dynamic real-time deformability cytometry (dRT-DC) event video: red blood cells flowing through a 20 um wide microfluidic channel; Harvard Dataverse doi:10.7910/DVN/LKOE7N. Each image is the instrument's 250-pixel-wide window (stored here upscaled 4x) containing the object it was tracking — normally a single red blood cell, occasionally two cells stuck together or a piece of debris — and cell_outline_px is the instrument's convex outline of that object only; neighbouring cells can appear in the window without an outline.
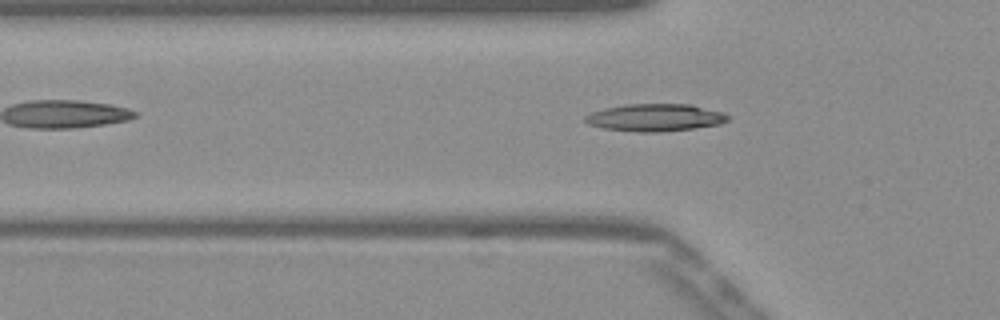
{"species": "Egyptian fruit bat (a non-hibernating species)", "species_latin": "Rousettus aegyptiacus", "temperature_condition": "warm", "stored_images_in_passage": 49, "camera_frame_rate_fps": 3000, "um_per_image_px": 0.085, "frame": {"image": 1, "passage_image": 16, "time_ms": 5.0, "image_size_px": [1000, 320], "cell_outline_px": [[728, 120], [720, 124], [692, 128], [660, 132], [636, 132], [604, 128], [588, 124], [584, 120], [584, 116], [592, 112], [604, 108], [624, 104], [692, 104], [724, 112], [728, 116]], "centroid_in_image_um": [55.68, 9.98], "position_along_channel_um": 70.1, "area_um2": 22.83}}
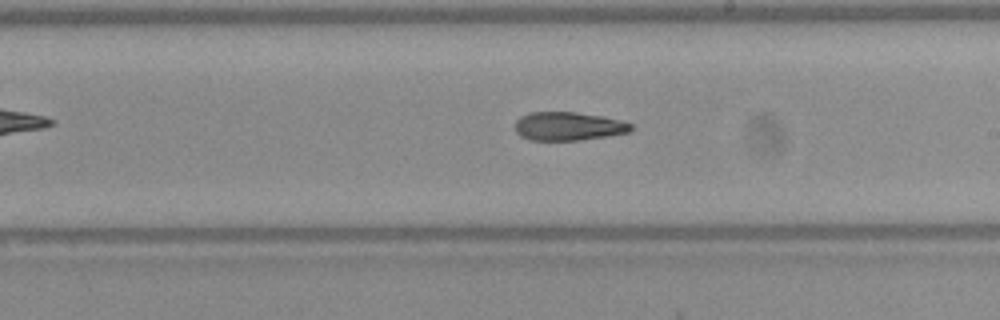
{"frame": {"image": 2, "passage_image": 29, "time_ms": 9.333, "image_size_px": [1000, 320], "cell_outline_px": [[636, 128], [628, 132], [608, 136], [580, 140], [532, 140], [520, 136], [516, 132], [516, 120], [520, 116], [528, 112], [576, 112], [604, 116], [620, 120], [632, 124]], "centroid_in_image_um": [48.33, 10.72], "position_along_channel_um": 240.7, "area_um2": 19.42}}
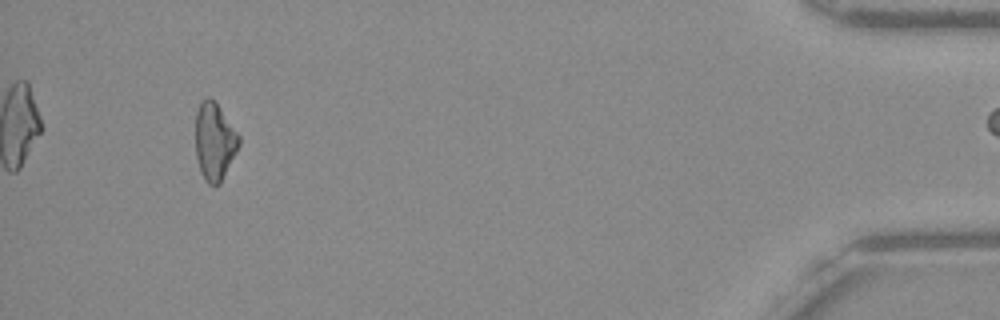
{"frame": {"image": 3, "passage_image": 48, "time_ms": 15.667, "image_size_px": [1000, 320], "cell_outline_px": [[240, 144], [220, 184], [208, 184], [204, 180], [200, 172], [196, 156], [196, 112], [200, 104], [208, 96], [216, 100], [240, 136]], "centroid_in_image_um": [18.24, 12.01], "position_along_channel_um": 417.0, "area_um2": 19.71}}